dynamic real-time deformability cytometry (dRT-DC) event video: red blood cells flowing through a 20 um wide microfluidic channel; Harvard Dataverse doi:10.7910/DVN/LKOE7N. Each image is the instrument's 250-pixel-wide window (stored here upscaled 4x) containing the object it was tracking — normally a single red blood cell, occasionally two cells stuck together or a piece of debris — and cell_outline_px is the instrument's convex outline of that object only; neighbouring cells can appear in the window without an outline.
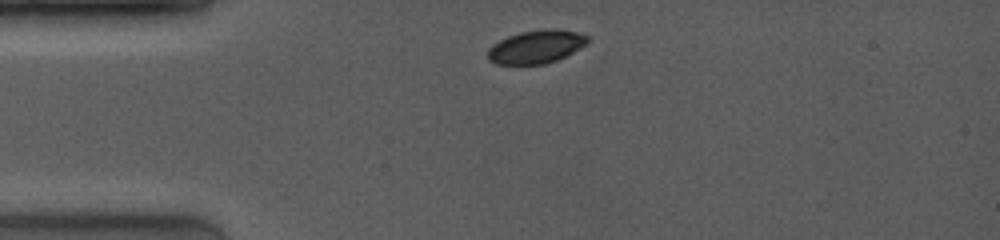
{"species": "common noctule bat (a hibernating species)", "species_latin": "Nyctalus noctula", "temperature_condition": "room temperature", "stored_images_in_passage": 5, "camera_frame_rate_fps": 4000, "um_per_image_px": 0.085, "animal": {"sex": "female", "body_mass_g": 19.0, "forearm_length_mm": 53.3}, "frame": {"image": 1, "passage_image": 1, "time_ms": 0.0, "image_size_px": [1000, 240], "cell_outline_px": [[588, 44], [556, 60], [544, 64], [496, 64], [488, 60], [488, 48], [492, 44], [508, 36], [520, 32], [544, 28], [552, 28], [576, 32], [588, 36]], "centroid_in_image_um": [45.56, 3.96], "position_along_channel_um": 39.4, "area_um2": 19.31}}
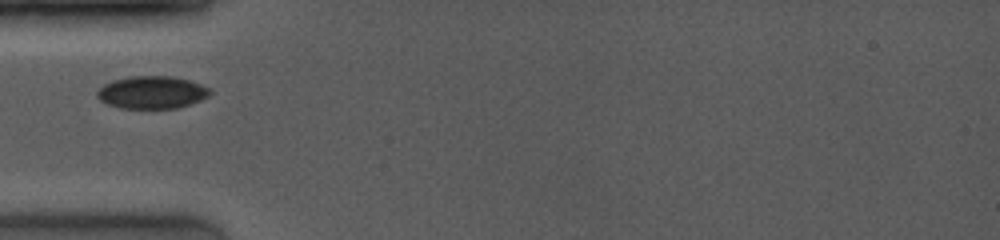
{"frame": {"image": 2, "passage_image": 4, "time_ms": 1.5, "image_size_px": [1000, 240], "cell_outline_px": [[212, 92], [208, 96], [200, 100], [176, 108], [120, 108], [108, 104], [100, 100], [96, 96], [96, 92], [104, 84], [112, 80], [128, 76], [168, 76], [188, 80], [212, 88]], "centroid_in_image_um": [12.89, 7.84], "position_along_channel_um": 72.1, "area_um2": 21.39}}